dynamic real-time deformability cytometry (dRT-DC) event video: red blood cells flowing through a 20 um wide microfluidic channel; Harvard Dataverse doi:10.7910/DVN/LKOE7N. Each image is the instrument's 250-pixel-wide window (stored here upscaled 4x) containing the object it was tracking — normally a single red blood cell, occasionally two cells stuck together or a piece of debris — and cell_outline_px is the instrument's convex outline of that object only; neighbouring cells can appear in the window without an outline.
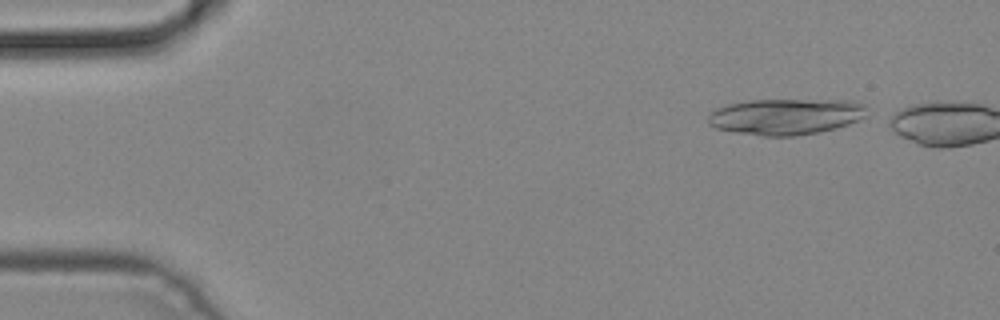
{"species": "common noctule bat (a hibernating species)", "species_latin": "Nyctalus noctula", "temperature_condition": "cold", "stored_images_in_passage": 4, "camera_frame_rate_fps": 3000, "um_per_image_px": 0.085, "animal": {"sex": "male", "body_mass_g": 19.2, "forearm_length_mm": 51.8}, "frame": {"image": 1, "passage_image": 1, "time_ms": 0.0, "image_size_px": [1000, 320], "cell_outline_px": [[868, 116], [860, 120], [836, 128], [796, 136], [764, 136], [736, 132], [716, 128], [708, 124], [708, 116], [716, 108], [728, 104], [752, 100], [852, 100], [868, 104]], "centroid_in_image_um": [66.87, 9.9], "position_along_channel_um": 18.1, "area_um2": 33.7}}